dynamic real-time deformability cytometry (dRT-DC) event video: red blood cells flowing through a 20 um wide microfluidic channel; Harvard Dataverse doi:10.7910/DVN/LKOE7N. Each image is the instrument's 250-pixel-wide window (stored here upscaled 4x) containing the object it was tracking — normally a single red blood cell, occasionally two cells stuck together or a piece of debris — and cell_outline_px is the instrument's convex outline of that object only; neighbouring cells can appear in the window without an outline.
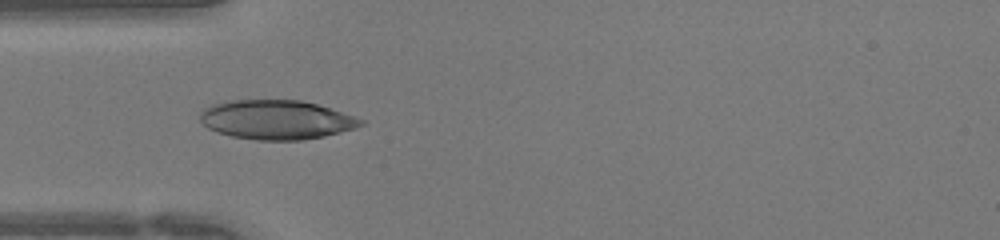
{"species": "human", "species_latin": "Homo sapiens", "temperature_condition": "warm", "stored_images_in_passage": 32, "camera_frame_rate_fps": 3000, "um_per_image_px": 0.085, "donor": {"sex": "female"}, "frame": {"image": 1, "passage_image": 1, "time_ms": 0.0, "image_size_px": [1000, 240], "cell_outline_px": [[364, 124], [356, 128], [324, 136], [304, 140], [256, 140], [232, 136], [216, 132], [208, 128], [200, 120], [200, 112], [204, 108], [212, 104], [232, 100], [300, 100], [316, 104], [364, 120]], "centroid_in_image_um": [23.46, 10.18], "position_along_channel_um": 61.5, "area_um2": 36.59}}
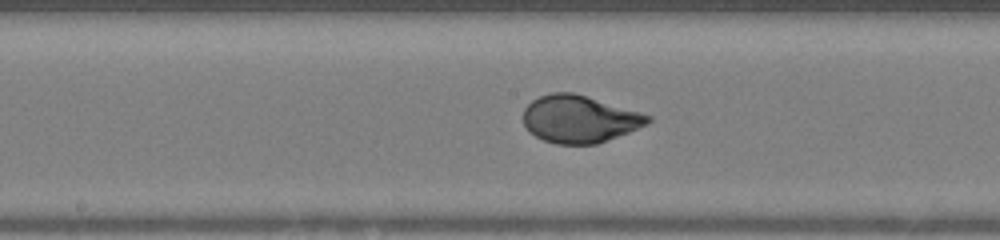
{"frame": {"image": 2, "passage_image": 10, "time_ms": 3.0, "image_size_px": [1000, 240], "cell_outline_px": [[652, 120], [648, 124], [628, 132], [596, 144], [556, 144], [544, 140], [536, 136], [524, 124], [524, 108], [532, 100], [540, 96], [552, 92], [572, 92], [652, 116]], "centroid_in_image_um": [49.24, 10.12], "position_along_channel_um": 199.0, "area_um2": 33.87}}
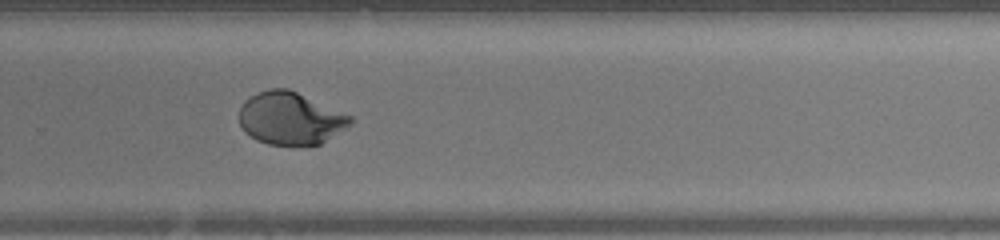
{"frame": {"image": 3, "passage_image": 17, "time_ms": 5.333, "image_size_px": [1000, 240], "cell_outline_px": [[352, 120], [344, 128], [320, 144], [300, 148], [296, 148], [268, 144], [256, 140], [244, 132], [240, 124], [240, 108], [244, 100], [260, 92], [272, 88], [288, 88], [352, 116]], "centroid_in_image_um": [24.65, 10.1], "position_along_channel_um": 305.1, "area_um2": 34.22}}